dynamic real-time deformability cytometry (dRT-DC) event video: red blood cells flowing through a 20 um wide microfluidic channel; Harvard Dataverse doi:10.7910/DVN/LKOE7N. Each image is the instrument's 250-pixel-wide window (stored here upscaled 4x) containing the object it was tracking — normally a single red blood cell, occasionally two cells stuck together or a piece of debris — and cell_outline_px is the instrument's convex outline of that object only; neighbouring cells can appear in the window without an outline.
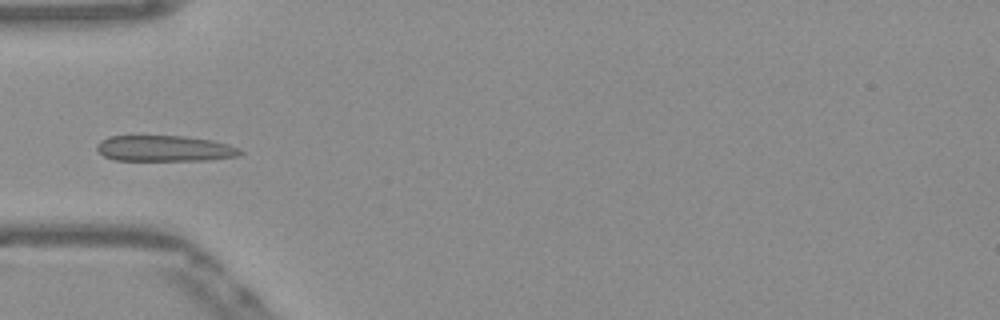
{"species": "Egyptian fruit bat (a non-hibernating species)", "species_latin": "Rousettus aegyptiacus", "temperature_condition": "warm", "stored_images_in_passage": 37, "camera_frame_rate_fps": 3000, "um_per_image_px": 0.085, "frame": {"image": 1, "passage_image": 1, "time_ms": 0.0, "image_size_px": [1000, 320], "cell_outline_px": [[244, 152], [240, 156], [208, 160], [112, 160], [104, 156], [96, 148], [96, 144], [100, 140], [112, 136], [184, 136], [212, 140], [228, 144], [240, 148]], "centroid_in_image_um": [14.02, 12.62], "position_along_channel_um": 71.0, "area_um2": 21.73}}
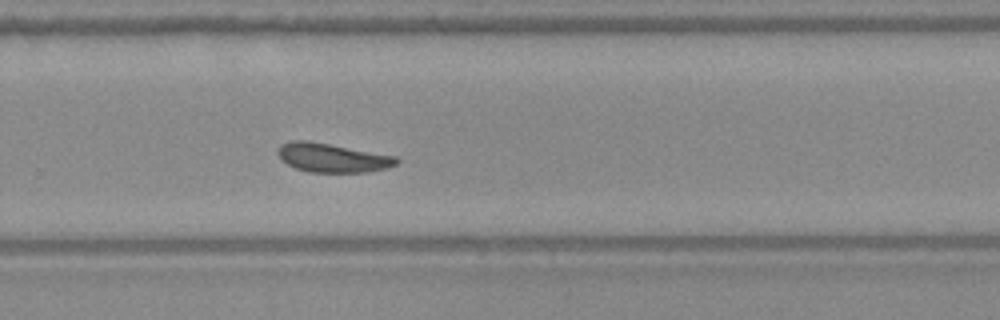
{"frame": {"image": 2, "passage_image": 19, "time_ms": 6.0, "image_size_px": [1000, 320], "cell_outline_px": [[400, 160], [396, 164], [388, 168], [368, 172], [308, 172], [296, 168], [280, 160], [276, 152], [280, 144], [292, 140], [304, 140], [328, 144], [396, 156]], "centroid_in_image_um": [28.22, 13.41], "position_along_channel_um": 301.6, "area_um2": 20.0}}
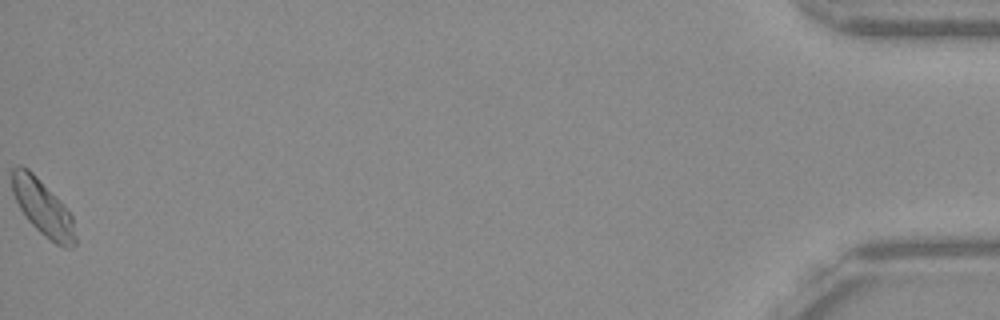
{"frame": {"image": 3, "passage_image": 37, "time_ms": 12.0, "image_size_px": [1000, 320], "cell_outline_px": [[76, 244], [72, 248], [64, 248], [56, 244], [44, 236], [28, 220], [20, 208], [12, 192], [12, 168], [20, 164], [28, 168], [36, 176], [72, 216], [76, 240]], "centroid_in_image_um": [3.62, 17.68], "position_along_channel_um": 431.6, "area_um2": 20.06}, "authors_computed_cell_mechanics": {"area_um2": 19.9988, "velocity_mm_per_s": 3.8285, "shape_relaxation_time_tau1_ms": 5.601, "shape_relaxation_time_tau2_ms": null, "deformation_change_tau1": 0.1203, "deformation_change_tau2": null}}